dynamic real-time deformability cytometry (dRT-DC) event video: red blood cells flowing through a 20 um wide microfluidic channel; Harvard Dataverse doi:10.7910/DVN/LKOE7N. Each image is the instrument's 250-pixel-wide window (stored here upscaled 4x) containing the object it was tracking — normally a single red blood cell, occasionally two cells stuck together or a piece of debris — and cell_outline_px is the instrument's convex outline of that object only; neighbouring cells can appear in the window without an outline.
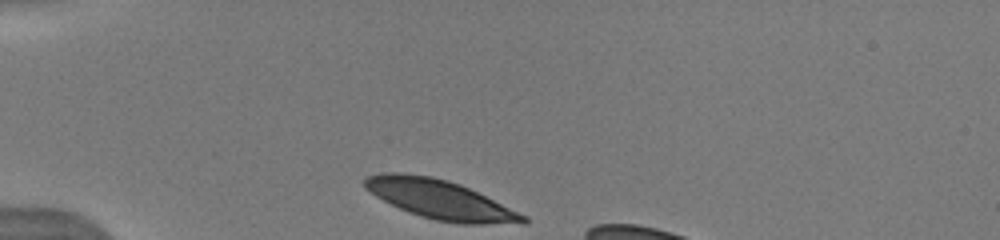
{"species": "human", "species_latin": "Homo sapiens", "temperature_condition": "warm", "stored_images_in_passage": 7, "camera_frame_rate_fps": 3000, "um_per_image_px": 0.085, "donor": {"sex": "male"}, "frame": {"image": 1, "passage_image": 1, "time_ms": 0.0, "image_size_px": [1000, 240], "cell_outline_px": [[528, 224], [460, 224], [436, 220], [420, 216], [400, 208], [376, 196], [364, 188], [364, 180], [368, 176], [384, 172], [400, 172], [432, 176], [448, 180], [460, 184], [528, 216]], "centroid_in_image_um": [37.45, 16.96], "position_along_channel_um": 47.6, "area_um2": 36.07}}